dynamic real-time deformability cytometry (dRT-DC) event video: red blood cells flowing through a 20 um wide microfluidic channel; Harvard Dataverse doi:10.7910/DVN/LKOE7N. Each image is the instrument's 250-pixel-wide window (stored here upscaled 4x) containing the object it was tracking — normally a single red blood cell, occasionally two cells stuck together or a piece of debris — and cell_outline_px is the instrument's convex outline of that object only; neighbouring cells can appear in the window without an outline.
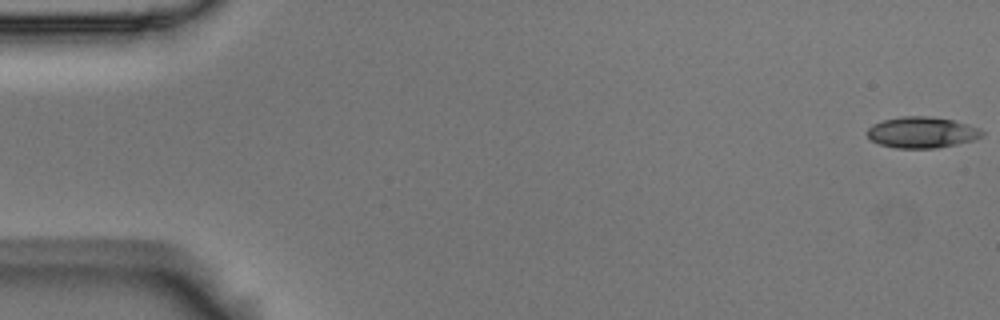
{"species": "Egyptian fruit bat (a non-hibernating species)", "species_latin": "Rousettus aegyptiacus", "temperature_condition": "room temperature", "stored_images_in_passage": 6, "camera_frame_rate_fps": 3000, "um_per_image_px": 0.085, "animal": {"sex": "male"}, "frame": {"image": 1, "passage_image": 1, "time_ms": 0.0, "image_size_px": [1000, 320], "cell_outline_px": [[984, 136], [972, 140], [956, 144], [936, 148], [896, 148], [880, 144], [872, 140], [868, 136], [868, 128], [872, 124], [884, 120], [900, 116], [928, 116], [952, 120], [968, 124], [980, 128], [984, 132]], "centroid_in_image_um": [78.38, 11.25], "position_along_channel_um": 6.6, "area_um2": 20.75}}
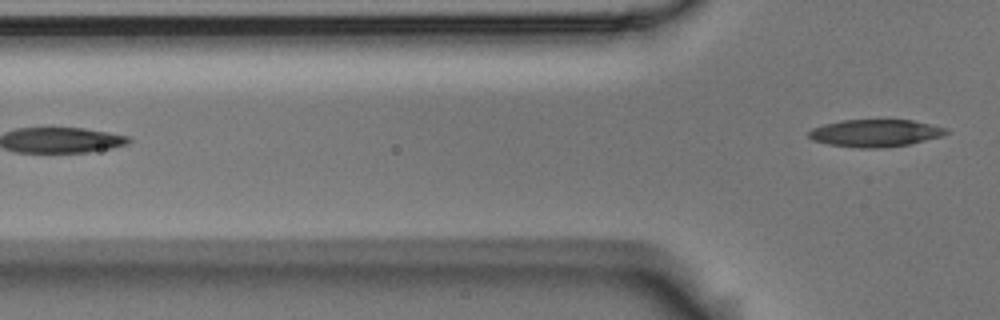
{"frame": {"image": 2, "passage_image": 6, "time_ms": 1.667, "image_size_px": [1000, 320], "cell_outline_px": [[948, 132], [940, 136], [908, 144], [880, 148], [860, 148], [828, 144], [812, 140], [808, 136], [808, 132], [812, 128], [824, 124], [840, 120], [912, 120], [948, 128]], "centroid_in_image_um": [74.35, 11.31], "position_along_channel_um": 51.4, "area_um2": 21.73}}